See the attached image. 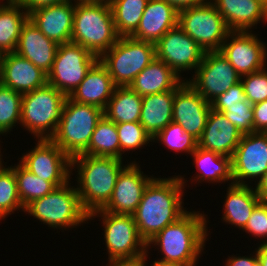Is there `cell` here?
Here are the masks:
<instances>
[{
	"instance_id": "obj_24",
	"label": "cell",
	"mask_w": 267,
	"mask_h": 266,
	"mask_svg": "<svg viewBox=\"0 0 267 266\" xmlns=\"http://www.w3.org/2000/svg\"><path fill=\"white\" fill-rule=\"evenodd\" d=\"M230 31H250L267 21V5L260 0H210Z\"/></svg>"
},
{
	"instance_id": "obj_42",
	"label": "cell",
	"mask_w": 267,
	"mask_h": 266,
	"mask_svg": "<svg viewBox=\"0 0 267 266\" xmlns=\"http://www.w3.org/2000/svg\"><path fill=\"white\" fill-rule=\"evenodd\" d=\"M245 92L243 85L240 82L230 87L226 92L215 98L211 102V109L223 112L228 108V105H242V101H245Z\"/></svg>"
},
{
	"instance_id": "obj_22",
	"label": "cell",
	"mask_w": 267,
	"mask_h": 266,
	"mask_svg": "<svg viewBox=\"0 0 267 266\" xmlns=\"http://www.w3.org/2000/svg\"><path fill=\"white\" fill-rule=\"evenodd\" d=\"M59 45L46 37L28 18L22 25L15 52L48 74Z\"/></svg>"
},
{
	"instance_id": "obj_39",
	"label": "cell",
	"mask_w": 267,
	"mask_h": 266,
	"mask_svg": "<svg viewBox=\"0 0 267 266\" xmlns=\"http://www.w3.org/2000/svg\"><path fill=\"white\" fill-rule=\"evenodd\" d=\"M244 79V80H243ZM246 99L253 105L267 100V68L241 76Z\"/></svg>"
},
{
	"instance_id": "obj_50",
	"label": "cell",
	"mask_w": 267,
	"mask_h": 266,
	"mask_svg": "<svg viewBox=\"0 0 267 266\" xmlns=\"http://www.w3.org/2000/svg\"><path fill=\"white\" fill-rule=\"evenodd\" d=\"M73 2L74 3H101V2H109V0H74Z\"/></svg>"
},
{
	"instance_id": "obj_30",
	"label": "cell",
	"mask_w": 267,
	"mask_h": 266,
	"mask_svg": "<svg viewBox=\"0 0 267 266\" xmlns=\"http://www.w3.org/2000/svg\"><path fill=\"white\" fill-rule=\"evenodd\" d=\"M0 1V48L4 53L15 52L28 12L16 0Z\"/></svg>"
},
{
	"instance_id": "obj_36",
	"label": "cell",
	"mask_w": 267,
	"mask_h": 266,
	"mask_svg": "<svg viewBox=\"0 0 267 266\" xmlns=\"http://www.w3.org/2000/svg\"><path fill=\"white\" fill-rule=\"evenodd\" d=\"M20 209L24 212L18 195L14 166L11 165L0 171V220Z\"/></svg>"
},
{
	"instance_id": "obj_10",
	"label": "cell",
	"mask_w": 267,
	"mask_h": 266,
	"mask_svg": "<svg viewBox=\"0 0 267 266\" xmlns=\"http://www.w3.org/2000/svg\"><path fill=\"white\" fill-rule=\"evenodd\" d=\"M178 26L206 51H219L230 32L211 1L178 13Z\"/></svg>"
},
{
	"instance_id": "obj_21",
	"label": "cell",
	"mask_w": 267,
	"mask_h": 266,
	"mask_svg": "<svg viewBox=\"0 0 267 266\" xmlns=\"http://www.w3.org/2000/svg\"><path fill=\"white\" fill-rule=\"evenodd\" d=\"M242 136L224 113L211 109L198 147L232 158Z\"/></svg>"
},
{
	"instance_id": "obj_11",
	"label": "cell",
	"mask_w": 267,
	"mask_h": 266,
	"mask_svg": "<svg viewBox=\"0 0 267 266\" xmlns=\"http://www.w3.org/2000/svg\"><path fill=\"white\" fill-rule=\"evenodd\" d=\"M98 60L96 55L77 43L59 44L51 71L47 74V83L69 97Z\"/></svg>"
},
{
	"instance_id": "obj_15",
	"label": "cell",
	"mask_w": 267,
	"mask_h": 266,
	"mask_svg": "<svg viewBox=\"0 0 267 266\" xmlns=\"http://www.w3.org/2000/svg\"><path fill=\"white\" fill-rule=\"evenodd\" d=\"M156 58L167 64L179 77L181 71L196 70L205 51L178 25L167 31L155 44Z\"/></svg>"
},
{
	"instance_id": "obj_19",
	"label": "cell",
	"mask_w": 267,
	"mask_h": 266,
	"mask_svg": "<svg viewBox=\"0 0 267 266\" xmlns=\"http://www.w3.org/2000/svg\"><path fill=\"white\" fill-rule=\"evenodd\" d=\"M0 83L21 94L47 84V74L16 52L5 53L0 63Z\"/></svg>"
},
{
	"instance_id": "obj_26",
	"label": "cell",
	"mask_w": 267,
	"mask_h": 266,
	"mask_svg": "<svg viewBox=\"0 0 267 266\" xmlns=\"http://www.w3.org/2000/svg\"><path fill=\"white\" fill-rule=\"evenodd\" d=\"M182 79L167 64L155 58L134 78L129 87L144 97L178 89L186 81Z\"/></svg>"
},
{
	"instance_id": "obj_53",
	"label": "cell",
	"mask_w": 267,
	"mask_h": 266,
	"mask_svg": "<svg viewBox=\"0 0 267 266\" xmlns=\"http://www.w3.org/2000/svg\"><path fill=\"white\" fill-rule=\"evenodd\" d=\"M5 53L2 51V49L0 48V63L2 62L3 58H4Z\"/></svg>"
},
{
	"instance_id": "obj_20",
	"label": "cell",
	"mask_w": 267,
	"mask_h": 266,
	"mask_svg": "<svg viewBox=\"0 0 267 266\" xmlns=\"http://www.w3.org/2000/svg\"><path fill=\"white\" fill-rule=\"evenodd\" d=\"M76 3L72 1L45 6L31 11L28 18L49 39L58 45L71 42Z\"/></svg>"
},
{
	"instance_id": "obj_35",
	"label": "cell",
	"mask_w": 267,
	"mask_h": 266,
	"mask_svg": "<svg viewBox=\"0 0 267 266\" xmlns=\"http://www.w3.org/2000/svg\"><path fill=\"white\" fill-rule=\"evenodd\" d=\"M22 95L0 83V135L20 124Z\"/></svg>"
},
{
	"instance_id": "obj_1",
	"label": "cell",
	"mask_w": 267,
	"mask_h": 266,
	"mask_svg": "<svg viewBox=\"0 0 267 266\" xmlns=\"http://www.w3.org/2000/svg\"><path fill=\"white\" fill-rule=\"evenodd\" d=\"M186 181L180 175L155 177L146 187L133 214L139 235L146 243L187 212L182 199Z\"/></svg>"
},
{
	"instance_id": "obj_18",
	"label": "cell",
	"mask_w": 267,
	"mask_h": 266,
	"mask_svg": "<svg viewBox=\"0 0 267 266\" xmlns=\"http://www.w3.org/2000/svg\"><path fill=\"white\" fill-rule=\"evenodd\" d=\"M210 110L211 103L186 81L175 91L173 122L180 124L197 141L202 136Z\"/></svg>"
},
{
	"instance_id": "obj_46",
	"label": "cell",
	"mask_w": 267,
	"mask_h": 266,
	"mask_svg": "<svg viewBox=\"0 0 267 266\" xmlns=\"http://www.w3.org/2000/svg\"><path fill=\"white\" fill-rule=\"evenodd\" d=\"M171 6H173L178 12L186 9L191 8L194 6H198L208 2L209 0H165Z\"/></svg>"
},
{
	"instance_id": "obj_27",
	"label": "cell",
	"mask_w": 267,
	"mask_h": 266,
	"mask_svg": "<svg viewBox=\"0 0 267 266\" xmlns=\"http://www.w3.org/2000/svg\"><path fill=\"white\" fill-rule=\"evenodd\" d=\"M176 90L172 89L142 98L139 122L152 139L173 121V102Z\"/></svg>"
},
{
	"instance_id": "obj_52",
	"label": "cell",
	"mask_w": 267,
	"mask_h": 266,
	"mask_svg": "<svg viewBox=\"0 0 267 266\" xmlns=\"http://www.w3.org/2000/svg\"><path fill=\"white\" fill-rule=\"evenodd\" d=\"M249 266H262L261 262L259 261V259H257L254 264H249Z\"/></svg>"
},
{
	"instance_id": "obj_37",
	"label": "cell",
	"mask_w": 267,
	"mask_h": 266,
	"mask_svg": "<svg viewBox=\"0 0 267 266\" xmlns=\"http://www.w3.org/2000/svg\"><path fill=\"white\" fill-rule=\"evenodd\" d=\"M152 140L153 142L157 141L158 143L164 144L172 151L182 153L184 151L190 155L198 146V141L186 133L180 124L173 121L163 128Z\"/></svg>"
},
{
	"instance_id": "obj_28",
	"label": "cell",
	"mask_w": 267,
	"mask_h": 266,
	"mask_svg": "<svg viewBox=\"0 0 267 266\" xmlns=\"http://www.w3.org/2000/svg\"><path fill=\"white\" fill-rule=\"evenodd\" d=\"M251 185L229 184L222 221L242 230L250 218L252 210L261 201Z\"/></svg>"
},
{
	"instance_id": "obj_9",
	"label": "cell",
	"mask_w": 267,
	"mask_h": 266,
	"mask_svg": "<svg viewBox=\"0 0 267 266\" xmlns=\"http://www.w3.org/2000/svg\"><path fill=\"white\" fill-rule=\"evenodd\" d=\"M155 58L154 43L122 36L99 60L107 68L115 86L126 87Z\"/></svg>"
},
{
	"instance_id": "obj_45",
	"label": "cell",
	"mask_w": 267,
	"mask_h": 266,
	"mask_svg": "<svg viewBox=\"0 0 267 266\" xmlns=\"http://www.w3.org/2000/svg\"><path fill=\"white\" fill-rule=\"evenodd\" d=\"M229 258L225 261V266H249V264H254V262L258 259L257 252L252 254L251 256H228Z\"/></svg>"
},
{
	"instance_id": "obj_3",
	"label": "cell",
	"mask_w": 267,
	"mask_h": 266,
	"mask_svg": "<svg viewBox=\"0 0 267 266\" xmlns=\"http://www.w3.org/2000/svg\"><path fill=\"white\" fill-rule=\"evenodd\" d=\"M126 165L122 159L80 154L71 158L76 168V189L82 208L89 214L102 209L111 199L117 177Z\"/></svg>"
},
{
	"instance_id": "obj_54",
	"label": "cell",
	"mask_w": 267,
	"mask_h": 266,
	"mask_svg": "<svg viewBox=\"0 0 267 266\" xmlns=\"http://www.w3.org/2000/svg\"><path fill=\"white\" fill-rule=\"evenodd\" d=\"M109 266H135L134 264L109 265Z\"/></svg>"
},
{
	"instance_id": "obj_47",
	"label": "cell",
	"mask_w": 267,
	"mask_h": 266,
	"mask_svg": "<svg viewBox=\"0 0 267 266\" xmlns=\"http://www.w3.org/2000/svg\"><path fill=\"white\" fill-rule=\"evenodd\" d=\"M255 191L261 201H267V170L258 182L255 181Z\"/></svg>"
},
{
	"instance_id": "obj_2",
	"label": "cell",
	"mask_w": 267,
	"mask_h": 266,
	"mask_svg": "<svg viewBox=\"0 0 267 266\" xmlns=\"http://www.w3.org/2000/svg\"><path fill=\"white\" fill-rule=\"evenodd\" d=\"M200 211H187L177 221L169 224L147 244L158 246L161 259L155 261L176 266H196L208 237L207 215Z\"/></svg>"
},
{
	"instance_id": "obj_13",
	"label": "cell",
	"mask_w": 267,
	"mask_h": 266,
	"mask_svg": "<svg viewBox=\"0 0 267 266\" xmlns=\"http://www.w3.org/2000/svg\"><path fill=\"white\" fill-rule=\"evenodd\" d=\"M36 146L22 154L19 162L41 180L60 187L70 181L71 158L51 139H40Z\"/></svg>"
},
{
	"instance_id": "obj_32",
	"label": "cell",
	"mask_w": 267,
	"mask_h": 266,
	"mask_svg": "<svg viewBox=\"0 0 267 266\" xmlns=\"http://www.w3.org/2000/svg\"><path fill=\"white\" fill-rule=\"evenodd\" d=\"M82 154L120 159V144L116 124L103 115L93 131L88 148Z\"/></svg>"
},
{
	"instance_id": "obj_34",
	"label": "cell",
	"mask_w": 267,
	"mask_h": 266,
	"mask_svg": "<svg viewBox=\"0 0 267 266\" xmlns=\"http://www.w3.org/2000/svg\"><path fill=\"white\" fill-rule=\"evenodd\" d=\"M18 195L22 206L25 207L31 201L44 197L57 188L52 182L41 180L26 169L20 162L14 165Z\"/></svg>"
},
{
	"instance_id": "obj_14",
	"label": "cell",
	"mask_w": 267,
	"mask_h": 266,
	"mask_svg": "<svg viewBox=\"0 0 267 266\" xmlns=\"http://www.w3.org/2000/svg\"><path fill=\"white\" fill-rule=\"evenodd\" d=\"M233 184L249 185L267 170V132L243 135L231 158ZM249 183H248V181Z\"/></svg>"
},
{
	"instance_id": "obj_4",
	"label": "cell",
	"mask_w": 267,
	"mask_h": 266,
	"mask_svg": "<svg viewBox=\"0 0 267 266\" xmlns=\"http://www.w3.org/2000/svg\"><path fill=\"white\" fill-rule=\"evenodd\" d=\"M119 37L109 2L76 3L71 42L100 58Z\"/></svg>"
},
{
	"instance_id": "obj_48",
	"label": "cell",
	"mask_w": 267,
	"mask_h": 266,
	"mask_svg": "<svg viewBox=\"0 0 267 266\" xmlns=\"http://www.w3.org/2000/svg\"><path fill=\"white\" fill-rule=\"evenodd\" d=\"M255 250L262 266H267V243H261Z\"/></svg>"
},
{
	"instance_id": "obj_29",
	"label": "cell",
	"mask_w": 267,
	"mask_h": 266,
	"mask_svg": "<svg viewBox=\"0 0 267 266\" xmlns=\"http://www.w3.org/2000/svg\"><path fill=\"white\" fill-rule=\"evenodd\" d=\"M193 165H196L198 174L194 176V182L221 183L225 181L233 184L231 157L205 150L197 146L191 154Z\"/></svg>"
},
{
	"instance_id": "obj_38",
	"label": "cell",
	"mask_w": 267,
	"mask_h": 266,
	"mask_svg": "<svg viewBox=\"0 0 267 266\" xmlns=\"http://www.w3.org/2000/svg\"><path fill=\"white\" fill-rule=\"evenodd\" d=\"M116 129L120 144V159L126 151L147 146L152 142L151 136L145 131L140 122L117 123Z\"/></svg>"
},
{
	"instance_id": "obj_12",
	"label": "cell",
	"mask_w": 267,
	"mask_h": 266,
	"mask_svg": "<svg viewBox=\"0 0 267 266\" xmlns=\"http://www.w3.org/2000/svg\"><path fill=\"white\" fill-rule=\"evenodd\" d=\"M194 73L193 78L186 82L209 103L240 82L241 78L220 51H206Z\"/></svg>"
},
{
	"instance_id": "obj_7",
	"label": "cell",
	"mask_w": 267,
	"mask_h": 266,
	"mask_svg": "<svg viewBox=\"0 0 267 266\" xmlns=\"http://www.w3.org/2000/svg\"><path fill=\"white\" fill-rule=\"evenodd\" d=\"M66 184L55 188L44 197L31 201L24 212L51 228H76L88 220V213L82 208L77 189Z\"/></svg>"
},
{
	"instance_id": "obj_17",
	"label": "cell",
	"mask_w": 267,
	"mask_h": 266,
	"mask_svg": "<svg viewBox=\"0 0 267 266\" xmlns=\"http://www.w3.org/2000/svg\"><path fill=\"white\" fill-rule=\"evenodd\" d=\"M143 173L138 162L126 164L117 177L111 199L102 210L114 214L133 215L146 187L154 179V176L148 177Z\"/></svg>"
},
{
	"instance_id": "obj_55",
	"label": "cell",
	"mask_w": 267,
	"mask_h": 266,
	"mask_svg": "<svg viewBox=\"0 0 267 266\" xmlns=\"http://www.w3.org/2000/svg\"><path fill=\"white\" fill-rule=\"evenodd\" d=\"M260 1H262L263 3L267 5V0H260Z\"/></svg>"
},
{
	"instance_id": "obj_33",
	"label": "cell",
	"mask_w": 267,
	"mask_h": 266,
	"mask_svg": "<svg viewBox=\"0 0 267 266\" xmlns=\"http://www.w3.org/2000/svg\"><path fill=\"white\" fill-rule=\"evenodd\" d=\"M149 0H109L117 34L131 36L139 26Z\"/></svg>"
},
{
	"instance_id": "obj_6",
	"label": "cell",
	"mask_w": 267,
	"mask_h": 266,
	"mask_svg": "<svg viewBox=\"0 0 267 266\" xmlns=\"http://www.w3.org/2000/svg\"><path fill=\"white\" fill-rule=\"evenodd\" d=\"M66 96L48 83L24 93L21 100L22 125L34 138L51 139L61 120Z\"/></svg>"
},
{
	"instance_id": "obj_40",
	"label": "cell",
	"mask_w": 267,
	"mask_h": 266,
	"mask_svg": "<svg viewBox=\"0 0 267 266\" xmlns=\"http://www.w3.org/2000/svg\"><path fill=\"white\" fill-rule=\"evenodd\" d=\"M222 113L242 135L253 133V104L247 99L242 101V105H228Z\"/></svg>"
},
{
	"instance_id": "obj_43",
	"label": "cell",
	"mask_w": 267,
	"mask_h": 266,
	"mask_svg": "<svg viewBox=\"0 0 267 266\" xmlns=\"http://www.w3.org/2000/svg\"><path fill=\"white\" fill-rule=\"evenodd\" d=\"M253 132H267V100L253 105Z\"/></svg>"
},
{
	"instance_id": "obj_23",
	"label": "cell",
	"mask_w": 267,
	"mask_h": 266,
	"mask_svg": "<svg viewBox=\"0 0 267 266\" xmlns=\"http://www.w3.org/2000/svg\"><path fill=\"white\" fill-rule=\"evenodd\" d=\"M178 11L165 0H149L132 38L156 44L178 25Z\"/></svg>"
},
{
	"instance_id": "obj_44",
	"label": "cell",
	"mask_w": 267,
	"mask_h": 266,
	"mask_svg": "<svg viewBox=\"0 0 267 266\" xmlns=\"http://www.w3.org/2000/svg\"><path fill=\"white\" fill-rule=\"evenodd\" d=\"M28 12L38 8L69 2L71 0H16Z\"/></svg>"
},
{
	"instance_id": "obj_25",
	"label": "cell",
	"mask_w": 267,
	"mask_h": 266,
	"mask_svg": "<svg viewBox=\"0 0 267 266\" xmlns=\"http://www.w3.org/2000/svg\"><path fill=\"white\" fill-rule=\"evenodd\" d=\"M115 87L107 68L98 60L69 98L74 102L105 110Z\"/></svg>"
},
{
	"instance_id": "obj_51",
	"label": "cell",
	"mask_w": 267,
	"mask_h": 266,
	"mask_svg": "<svg viewBox=\"0 0 267 266\" xmlns=\"http://www.w3.org/2000/svg\"><path fill=\"white\" fill-rule=\"evenodd\" d=\"M1 142V141H0ZM0 153H1V150H0ZM2 153L0 154V171L3 170L5 168V166H3V163H2Z\"/></svg>"
},
{
	"instance_id": "obj_8",
	"label": "cell",
	"mask_w": 267,
	"mask_h": 266,
	"mask_svg": "<svg viewBox=\"0 0 267 266\" xmlns=\"http://www.w3.org/2000/svg\"><path fill=\"white\" fill-rule=\"evenodd\" d=\"M104 110L99 107L65 99L61 120L51 140L70 158L82 154L89 146L92 134Z\"/></svg>"
},
{
	"instance_id": "obj_31",
	"label": "cell",
	"mask_w": 267,
	"mask_h": 266,
	"mask_svg": "<svg viewBox=\"0 0 267 266\" xmlns=\"http://www.w3.org/2000/svg\"><path fill=\"white\" fill-rule=\"evenodd\" d=\"M142 98L129 86L115 87L104 110V115L115 124L139 122Z\"/></svg>"
},
{
	"instance_id": "obj_5",
	"label": "cell",
	"mask_w": 267,
	"mask_h": 266,
	"mask_svg": "<svg viewBox=\"0 0 267 266\" xmlns=\"http://www.w3.org/2000/svg\"><path fill=\"white\" fill-rule=\"evenodd\" d=\"M108 254L107 265L136 264L147 255V244L141 238L133 215L114 214L102 209L88 214V220L100 217Z\"/></svg>"
},
{
	"instance_id": "obj_49",
	"label": "cell",
	"mask_w": 267,
	"mask_h": 266,
	"mask_svg": "<svg viewBox=\"0 0 267 266\" xmlns=\"http://www.w3.org/2000/svg\"><path fill=\"white\" fill-rule=\"evenodd\" d=\"M148 255H145L139 262H137L136 264H134L135 266H147V259ZM150 266H176V265H170V264H165V263H160L157 261H153V264H151Z\"/></svg>"
},
{
	"instance_id": "obj_16",
	"label": "cell",
	"mask_w": 267,
	"mask_h": 266,
	"mask_svg": "<svg viewBox=\"0 0 267 266\" xmlns=\"http://www.w3.org/2000/svg\"><path fill=\"white\" fill-rule=\"evenodd\" d=\"M251 31H230L219 50L240 76L264 69L266 43Z\"/></svg>"
},
{
	"instance_id": "obj_41",
	"label": "cell",
	"mask_w": 267,
	"mask_h": 266,
	"mask_svg": "<svg viewBox=\"0 0 267 266\" xmlns=\"http://www.w3.org/2000/svg\"><path fill=\"white\" fill-rule=\"evenodd\" d=\"M242 231L249 236L265 238L266 240L262 239V243H267V201H260L255 206Z\"/></svg>"
}]
</instances>
